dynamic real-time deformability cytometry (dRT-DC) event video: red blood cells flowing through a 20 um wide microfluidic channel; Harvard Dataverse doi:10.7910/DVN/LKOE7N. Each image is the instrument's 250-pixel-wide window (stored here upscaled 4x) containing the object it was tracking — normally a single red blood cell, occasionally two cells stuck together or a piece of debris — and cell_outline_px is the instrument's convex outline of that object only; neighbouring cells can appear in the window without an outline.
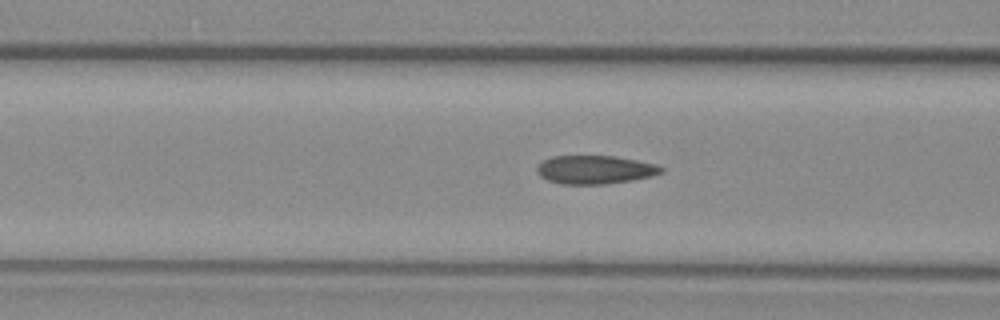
{"species": "common noctule bat (a hibernating species)", "species_latin": "Nyctalus noctula", "temperature_condition": "warm", "stored_images_in_passage": 44, "camera_frame_rate_fps": 3000, "um_per_image_px": 0.085, "animal": {"sex": "female", "body_mass_g": 29.2, "forearm_length_mm": 56.3}, "frame": {"image": 1, "passage_image": 21, "time_ms": 6.667, "image_size_px": [1000, 320], "cell_outline_px": [[664, 172], [652, 176], [632, 180], [604, 184], [560, 184], [548, 180], [540, 176], [536, 172], [536, 168], [544, 160], [552, 156], [612, 156], [636, 160], [656, 164], [664, 168]], "centroid_in_image_um": [50.58, 14.43], "position_along_channel_um": 116.0, "area_um2": 20.58}}
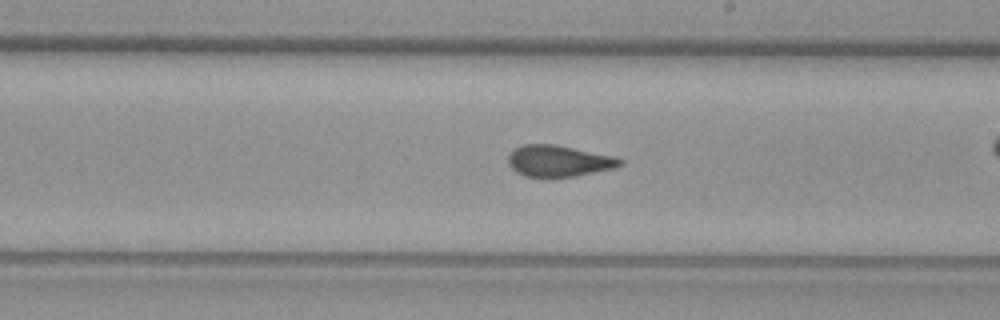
{"frame": {"image": 2, "passage_image": 31, "time_ms": 10.0, "image_size_px": [1000, 320], "cell_outline_px": [[624, 164], [616, 168], [576, 176], [544, 180], [524, 176], [516, 172], [508, 164], [508, 156], [516, 148], [524, 144], [552, 144], [616, 156], [624, 160]], "centroid_in_image_um": [47.51, 13.73], "position_along_channel_um": 241.5, "area_um2": 21.1}}
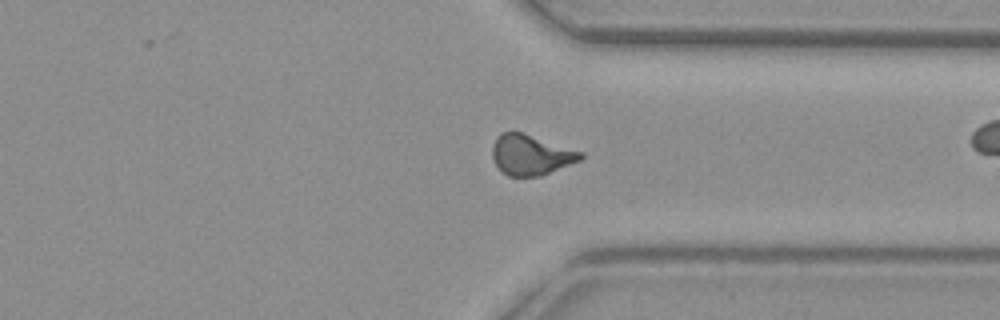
{"frame": {"image": 3, "passage_image": 41, "time_ms": 13.333, "image_size_px": [1000, 320], "cell_outline_px": [[584, 156], [580, 160], [540, 176], [508, 176], [496, 164], [492, 156], [492, 148], [496, 136], [500, 132], [520, 132], [584, 152]], "centroid_in_image_um": [45.12, 13.16], "position_along_channel_um": 366.3, "area_um2": 20.46}, "authors_computed_cell_mechanics": {"area_um2": 20.6924, "velocity_mm_per_s": 3.7654, "shape_relaxation_time_tau1_ms": null, "shape_relaxation_time_tau2_ms": 1.163, "deformation_change_tau1": null, "deformation_change_tau2": 0.0744}}